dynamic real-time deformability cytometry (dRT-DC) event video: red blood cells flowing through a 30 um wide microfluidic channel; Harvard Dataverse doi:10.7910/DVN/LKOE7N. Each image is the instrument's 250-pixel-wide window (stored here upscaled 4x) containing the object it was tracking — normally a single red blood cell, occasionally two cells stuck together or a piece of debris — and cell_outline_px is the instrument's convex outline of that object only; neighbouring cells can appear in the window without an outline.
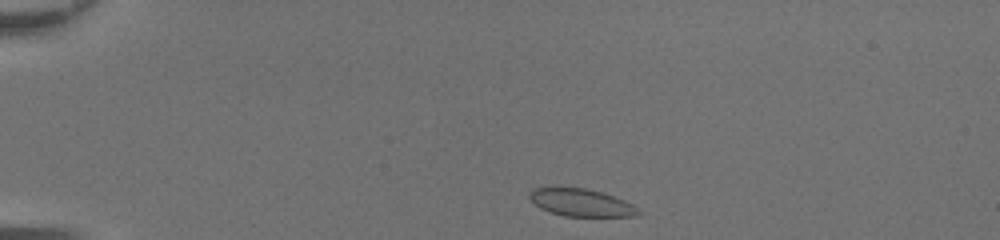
{"species": "common noctule bat (a hibernating species)", "species_latin": "Nyctalus noctula", "temperature_condition": "room temperature", "stored_images_in_passage": 38, "camera_frame_rate_fps": 3000, "um_per_image_px": 0.085, "animal": {"sex": "female", "body_mass_g": 20.0, "forearm_length_mm": 54.0}, "frame": {"image": 1, "passage_image": 1, "time_ms": 0.0, "image_size_px": [1000, 240], "cell_outline_px": [[640, 212], [636, 216], [564, 216], [540, 208], [528, 196], [528, 192], [532, 188], [588, 188], [604, 192], [624, 200], [632, 204]], "centroid_in_image_um": [49.4, 17.21], "position_along_channel_um": 35.6, "area_um2": 17.28}}
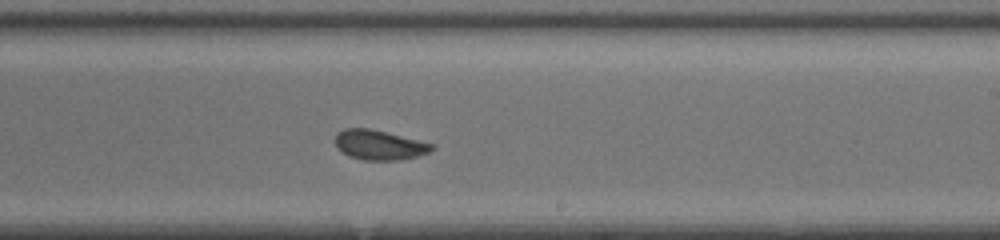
{"frame": {"image": 2, "passage_image": 21, "time_ms": 6.667, "image_size_px": [1000, 240], "cell_outline_px": [[436, 148], [428, 152], [416, 156], [400, 160], [364, 160], [352, 156], [336, 148], [336, 132], [344, 128], [372, 128], [436, 144]], "centroid_in_image_um": [32.27, 12.3], "position_along_channel_um": 256.7, "area_um2": 16.88}}
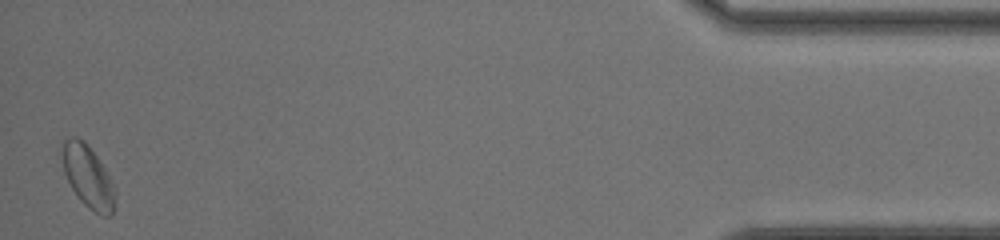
{"frame": {"image": 3, "passage_image": 38, "time_ms": 12.333, "image_size_px": [1000, 240], "cell_outline_px": [[116, 208], [112, 216], [100, 216], [88, 208], [80, 200], [72, 188], [64, 172], [60, 140], [68, 136], [76, 136], [84, 140], [88, 144], [108, 172], [116, 188]], "centroid_in_image_um": [7.5, 15.0], "position_along_channel_um": 427.7, "area_um2": 20.0}, "authors_computed_cell_mechanics": {"area_um2": 17.5134, "velocity_mm_per_s": 4.3632, "shape_relaxation_time_tau1_ms": 5.2704, "shape_relaxation_time_tau2_ms": 0.5579, "deformation_change_tau1": 0.0958, "deformation_change_tau2": 0.0388}}